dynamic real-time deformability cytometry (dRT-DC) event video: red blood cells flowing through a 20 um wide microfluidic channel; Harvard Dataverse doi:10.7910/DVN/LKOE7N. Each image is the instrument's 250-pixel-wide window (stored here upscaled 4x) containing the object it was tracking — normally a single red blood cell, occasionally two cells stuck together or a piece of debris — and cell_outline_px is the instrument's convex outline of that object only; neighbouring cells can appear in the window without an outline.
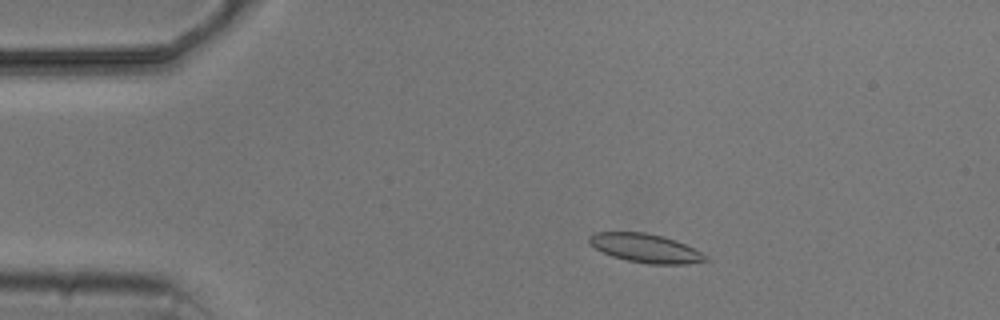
{"species": "common noctule bat (a hibernating species)", "species_latin": "Nyctalus noctula", "temperature_condition": "cold", "stored_images_in_passage": 7, "camera_frame_rate_fps": 3000, "um_per_image_px": 0.085, "animal": {"sex": "male", "body_mass_g": 20.5, "forearm_length_mm": 52.5}, "frame": {"image": 1, "passage_image": 1, "time_ms": 0.0, "image_size_px": [1000, 320], "cell_outline_px": [[708, 260], [684, 264], [648, 264], [628, 260], [612, 256], [596, 248], [588, 240], [588, 236], [592, 232], [644, 232], [664, 236], [684, 244], [708, 256]], "centroid_in_image_um": [54.85, 21.08], "position_along_channel_um": 30.2, "area_um2": 19.25}}
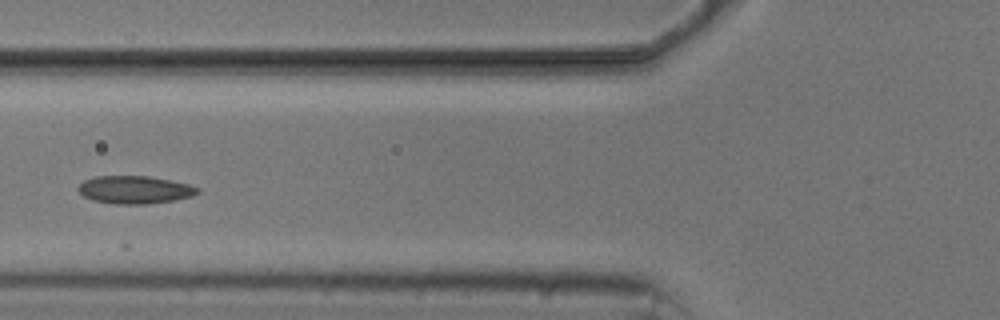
{"frame": {"image": 2, "passage_image": 4, "time_ms": 3.667, "image_size_px": [1000, 320], "cell_outline_px": [[200, 192], [192, 196], [176, 200], [148, 204], [116, 204], [92, 200], [84, 196], [76, 188], [84, 180], [96, 176], [148, 176], [188, 184], [200, 188]], "centroid_in_image_um": [11.46, 16.13], "position_along_channel_um": 114.3, "area_um2": 19.36}}
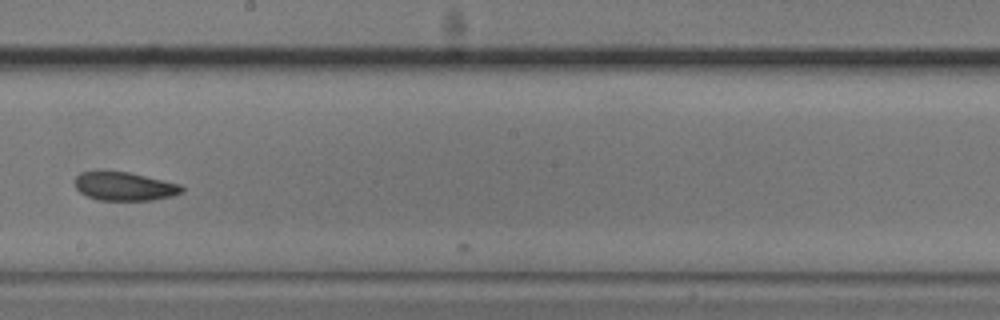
{"frame": {"image": 3, "passage_image": 7, "time_ms": 7.0, "image_size_px": [1000, 320], "cell_outline_px": [[184, 192], [172, 196], [152, 200], [96, 200], [80, 192], [76, 188], [76, 176], [80, 172], [128, 172], [180, 184], [184, 188]], "centroid_in_image_um": [10.61, 15.85], "position_along_channel_um": 237.6, "area_um2": 17.57}}